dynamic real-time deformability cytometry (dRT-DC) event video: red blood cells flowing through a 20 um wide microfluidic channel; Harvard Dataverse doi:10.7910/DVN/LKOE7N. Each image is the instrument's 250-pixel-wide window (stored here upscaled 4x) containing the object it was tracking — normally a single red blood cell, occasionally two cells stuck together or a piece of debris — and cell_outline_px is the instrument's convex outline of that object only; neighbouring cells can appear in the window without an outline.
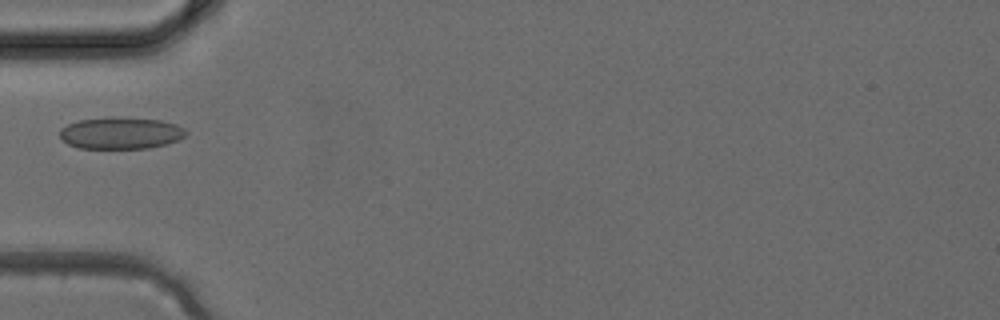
{"species": "common noctule bat (a hibernating species)", "species_latin": "Nyctalus noctula", "temperature_condition": "cold", "stored_images_in_passage": 2, "camera_frame_rate_fps": 3000, "um_per_image_px": 0.085, "animal": {"sex": "female", "body_mass_g": 24.6, "forearm_length_mm": 56.2}, "frame": {"image": 1, "passage_image": 2, "time_ms": 0.333, "image_size_px": [1000, 320], "cell_outline_px": [[188, 132], [180, 140], [148, 148], [80, 148], [68, 144], [60, 136], [60, 128], [76, 120], [112, 116], [160, 120], [176, 124], [184, 128]], "centroid_in_image_um": [10.26, 11.29], "position_along_channel_um": 74.7, "area_um2": 23.52}}